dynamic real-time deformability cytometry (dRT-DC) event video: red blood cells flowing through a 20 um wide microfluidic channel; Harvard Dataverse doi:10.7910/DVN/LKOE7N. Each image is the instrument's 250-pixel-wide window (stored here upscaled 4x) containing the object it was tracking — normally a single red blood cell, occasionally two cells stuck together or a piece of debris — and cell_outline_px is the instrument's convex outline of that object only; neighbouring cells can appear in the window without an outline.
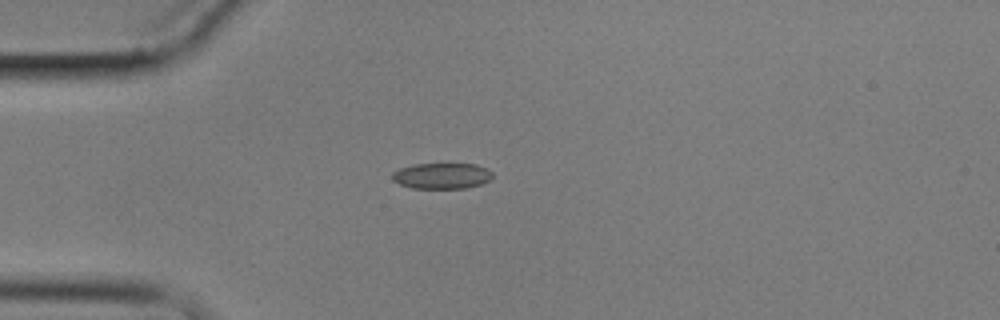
{"species": "common noctule bat (a hibernating species)", "species_latin": "Nyctalus noctula", "temperature_condition": "cold", "stored_images_in_passage": 4, "camera_frame_rate_fps": 3000, "um_per_image_px": 0.085, "animal": {"sex": "male", "body_mass_g": 17.9}, "frame": {"image": 1, "passage_image": 3, "time_ms": 2.333, "image_size_px": [1000, 320], "cell_outline_px": [[492, 176], [488, 180], [480, 184], [468, 188], [412, 188], [400, 184], [392, 180], [392, 172], [400, 168], [416, 164], [444, 160], [476, 164], [492, 172]], "centroid_in_image_um": [37.54, 14.89], "position_along_channel_um": 47.5, "area_um2": 15.84}}
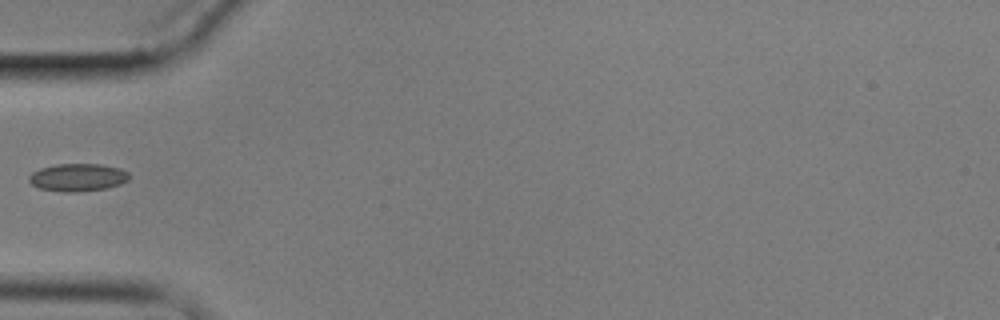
{"frame": {"image": 2, "passage_image": 4, "time_ms": 3.667, "image_size_px": [1000, 320], "cell_outline_px": [[128, 180], [120, 184], [104, 188], [80, 192], [64, 192], [40, 188], [32, 184], [28, 180], [28, 176], [32, 172], [40, 168], [56, 164], [100, 164], [120, 168], [128, 172]], "centroid_in_image_um": [6.59, 15.07], "position_along_channel_um": 78.4, "area_um2": 16.13}}